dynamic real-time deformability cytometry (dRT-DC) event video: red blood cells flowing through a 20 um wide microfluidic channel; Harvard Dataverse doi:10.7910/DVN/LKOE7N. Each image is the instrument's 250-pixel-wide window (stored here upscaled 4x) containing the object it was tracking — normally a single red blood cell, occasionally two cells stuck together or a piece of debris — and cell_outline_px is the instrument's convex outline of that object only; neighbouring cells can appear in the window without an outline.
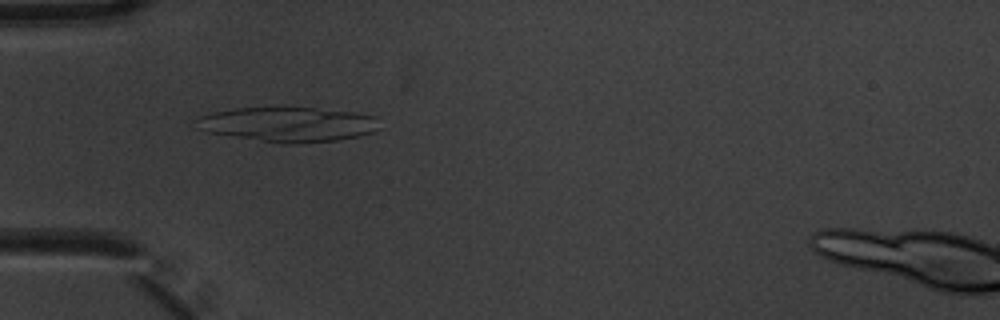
{"species": "common noctule bat (a hibernating species)", "species_latin": "Nyctalus noctula", "temperature_condition": "warm", "stored_images_in_passage": 6, "camera_frame_rate_fps": 3000, "um_per_image_px": 0.085, "animal": {"sex": "male", "body_mass_g": 20.1, "forearm_length_mm": 53.5}, "frame": {"image": 1, "passage_image": 5, "time_ms": 1.333, "image_size_px": [1000, 320], "cell_outline_px": [[380, 128], [372, 132], [360, 136], [336, 140], [296, 144], [284, 144], [208, 132], [196, 128], [200, 116], [212, 112], [236, 108], [280, 104], [284, 104], [352, 112], [376, 116]], "centroid_in_image_um": [24.5, 10.52], "position_along_channel_um": 60.5, "area_um2": 38.09}}